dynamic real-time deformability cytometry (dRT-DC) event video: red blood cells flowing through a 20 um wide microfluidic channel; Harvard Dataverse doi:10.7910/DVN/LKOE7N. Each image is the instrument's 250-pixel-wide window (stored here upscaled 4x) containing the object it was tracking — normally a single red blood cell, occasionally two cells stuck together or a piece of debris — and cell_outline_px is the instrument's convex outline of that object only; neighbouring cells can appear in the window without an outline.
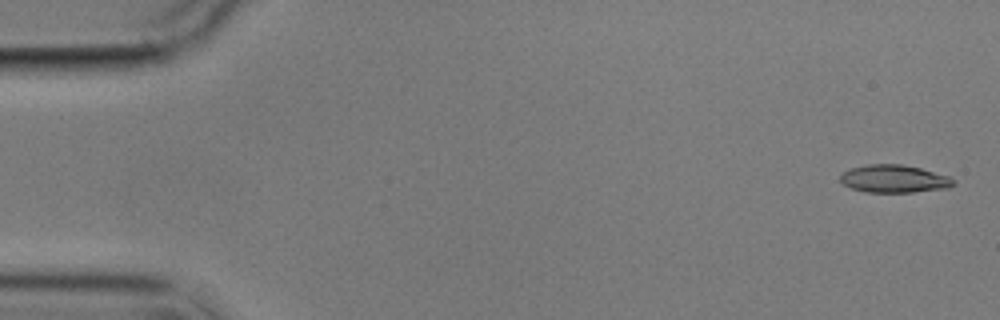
{"species": "common noctule bat (a hibernating species)", "species_latin": "Nyctalus noctula", "temperature_condition": "cold", "stored_images_in_passage": 5, "camera_frame_rate_fps": 3000, "um_per_image_px": 0.085, "animal": {"sex": "male", "body_mass_g": 17.9}, "frame": {"image": 1, "passage_image": 1, "time_ms": 0.0, "image_size_px": [1000, 320], "cell_outline_px": [[956, 184], [948, 188], [912, 192], [864, 192], [852, 188], [844, 184], [840, 180], [840, 176], [844, 172], [852, 168], [868, 164], [900, 164], [920, 168], [948, 176], [956, 180]], "centroid_in_image_um": [76.03, 15.2], "position_along_channel_um": 9.0, "area_um2": 18.21}}
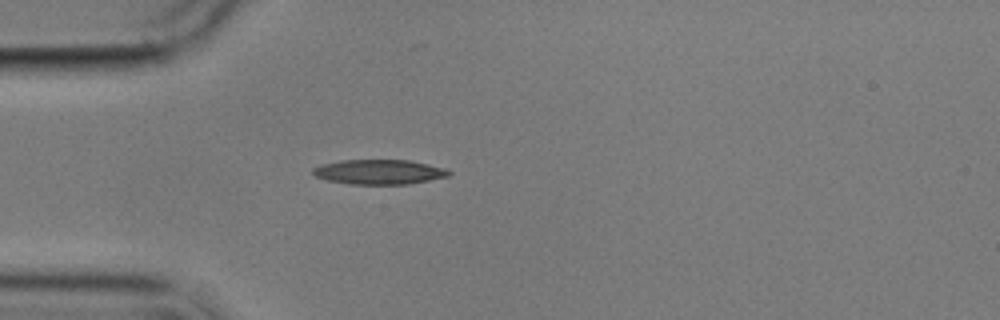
{"frame": {"image": 2, "passage_image": 5, "time_ms": 4.667, "image_size_px": [1000, 320], "cell_outline_px": [[452, 172], [448, 176], [408, 184], [348, 184], [328, 180], [316, 176], [312, 172], [312, 168], [320, 164], [340, 160], [408, 160], [448, 168]], "centroid_in_image_um": [32.22, 14.6], "position_along_channel_um": 52.8, "area_um2": 19.65}}